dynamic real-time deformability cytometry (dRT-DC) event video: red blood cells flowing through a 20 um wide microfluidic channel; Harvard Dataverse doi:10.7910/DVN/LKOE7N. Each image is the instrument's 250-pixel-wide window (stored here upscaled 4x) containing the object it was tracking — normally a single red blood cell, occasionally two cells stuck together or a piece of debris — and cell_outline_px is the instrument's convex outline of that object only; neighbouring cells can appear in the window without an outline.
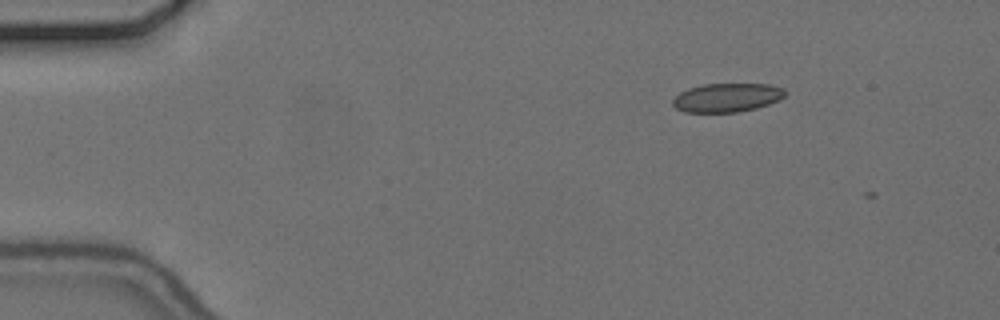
{"species": "common noctule bat (a hibernating species)", "species_latin": "Nyctalus noctula", "temperature_condition": "cold", "stored_images_in_passage": 7, "camera_frame_rate_fps": 3000, "um_per_image_px": 0.085, "animal": {"sex": "female", "body_mass_g": 24.6, "forearm_length_mm": 56.2}, "frame": {"image": 1, "passage_image": 1, "time_ms": 0.0, "image_size_px": [1000, 320], "cell_outline_px": [[788, 92], [780, 100], [756, 108], [736, 112], [684, 112], [676, 108], [672, 104], [672, 100], [680, 92], [688, 88], [704, 84], [768, 84], [784, 88]], "centroid_in_image_um": [61.81, 8.29], "position_along_channel_um": 23.2, "area_um2": 18.9}}